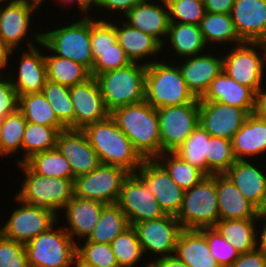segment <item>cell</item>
Masks as SVG:
<instances>
[{
	"mask_svg": "<svg viewBox=\"0 0 266 267\" xmlns=\"http://www.w3.org/2000/svg\"><path fill=\"white\" fill-rule=\"evenodd\" d=\"M83 131L101 164L118 166L129 173L138 171L144 159L110 114L102 120L87 125Z\"/></svg>",
	"mask_w": 266,
	"mask_h": 267,
	"instance_id": "6da1fadb",
	"label": "cell"
},
{
	"mask_svg": "<svg viewBox=\"0 0 266 267\" xmlns=\"http://www.w3.org/2000/svg\"><path fill=\"white\" fill-rule=\"evenodd\" d=\"M110 115L143 159L161 154L158 113L146 100L118 107Z\"/></svg>",
	"mask_w": 266,
	"mask_h": 267,
	"instance_id": "7a4b0ae2",
	"label": "cell"
},
{
	"mask_svg": "<svg viewBox=\"0 0 266 267\" xmlns=\"http://www.w3.org/2000/svg\"><path fill=\"white\" fill-rule=\"evenodd\" d=\"M162 58L147 65L145 100L155 109L193 102L196 97L187 88L178 65Z\"/></svg>",
	"mask_w": 266,
	"mask_h": 267,
	"instance_id": "3957f363",
	"label": "cell"
},
{
	"mask_svg": "<svg viewBox=\"0 0 266 267\" xmlns=\"http://www.w3.org/2000/svg\"><path fill=\"white\" fill-rule=\"evenodd\" d=\"M23 181L15 196L31 207L55 211L58 215L74 196V181L34 173L25 163L17 165Z\"/></svg>",
	"mask_w": 266,
	"mask_h": 267,
	"instance_id": "277c9868",
	"label": "cell"
},
{
	"mask_svg": "<svg viewBox=\"0 0 266 267\" xmlns=\"http://www.w3.org/2000/svg\"><path fill=\"white\" fill-rule=\"evenodd\" d=\"M147 65L132 62L126 67L108 71L95 78L106 109H114L145 100V73Z\"/></svg>",
	"mask_w": 266,
	"mask_h": 267,
	"instance_id": "5b68a950",
	"label": "cell"
},
{
	"mask_svg": "<svg viewBox=\"0 0 266 267\" xmlns=\"http://www.w3.org/2000/svg\"><path fill=\"white\" fill-rule=\"evenodd\" d=\"M70 20L65 25L42 32V43L56 56L68 58L85 66L90 72L93 55L90 41V15ZM77 19V20H76Z\"/></svg>",
	"mask_w": 266,
	"mask_h": 267,
	"instance_id": "8992f818",
	"label": "cell"
},
{
	"mask_svg": "<svg viewBox=\"0 0 266 267\" xmlns=\"http://www.w3.org/2000/svg\"><path fill=\"white\" fill-rule=\"evenodd\" d=\"M222 49V70L256 93L266 81V43L243 42L228 47L227 51Z\"/></svg>",
	"mask_w": 266,
	"mask_h": 267,
	"instance_id": "52a82bcc",
	"label": "cell"
},
{
	"mask_svg": "<svg viewBox=\"0 0 266 267\" xmlns=\"http://www.w3.org/2000/svg\"><path fill=\"white\" fill-rule=\"evenodd\" d=\"M61 219L25 244L29 267H75L77 244L62 227Z\"/></svg>",
	"mask_w": 266,
	"mask_h": 267,
	"instance_id": "ba28073f",
	"label": "cell"
},
{
	"mask_svg": "<svg viewBox=\"0 0 266 267\" xmlns=\"http://www.w3.org/2000/svg\"><path fill=\"white\" fill-rule=\"evenodd\" d=\"M182 229L214 227L220 220L216 190V174L205 176L185 190L181 208L175 216Z\"/></svg>",
	"mask_w": 266,
	"mask_h": 267,
	"instance_id": "9c48e42d",
	"label": "cell"
},
{
	"mask_svg": "<svg viewBox=\"0 0 266 267\" xmlns=\"http://www.w3.org/2000/svg\"><path fill=\"white\" fill-rule=\"evenodd\" d=\"M40 6L42 4L35 0H20L0 6V40L11 51H16L21 46L22 51L24 45L30 49L42 43V30L38 33L30 29L34 25L33 14L38 15Z\"/></svg>",
	"mask_w": 266,
	"mask_h": 267,
	"instance_id": "30bf717a",
	"label": "cell"
},
{
	"mask_svg": "<svg viewBox=\"0 0 266 267\" xmlns=\"http://www.w3.org/2000/svg\"><path fill=\"white\" fill-rule=\"evenodd\" d=\"M159 120L161 154L175 152L199 123V98L193 102L156 109Z\"/></svg>",
	"mask_w": 266,
	"mask_h": 267,
	"instance_id": "8fae6325",
	"label": "cell"
},
{
	"mask_svg": "<svg viewBox=\"0 0 266 267\" xmlns=\"http://www.w3.org/2000/svg\"><path fill=\"white\" fill-rule=\"evenodd\" d=\"M13 198V202L19 204L17 208L14 207L11 214H8L10 216L7 217V221L0 226V233L4 237L26 244L58 222L59 215L55 211L31 207L16 196Z\"/></svg>",
	"mask_w": 266,
	"mask_h": 267,
	"instance_id": "7c38bea8",
	"label": "cell"
},
{
	"mask_svg": "<svg viewBox=\"0 0 266 267\" xmlns=\"http://www.w3.org/2000/svg\"><path fill=\"white\" fill-rule=\"evenodd\" d=\"M128 175L129 172L121 167L100 164L94 171L75 178L74 195L105 205L116 204Z\"/></svg>",
	"mask_w": 266,
	"mask_h": 267,
	"instance_id": "4fadbf2b",
	"label": "cell"
},
{
	"mask_svg": "<svg viewBox=\"0 0 266 267\" xmlns=\"http://www.w3.org/2000/svg\"><path fill=\"white\" fill-rule=\"evenodd\" d=\"M133 227L136 230L145 259L149 255L151 257L148 262L175 254L177 239L182 227L174 215L166 214L157 219L138 222Z\"/></svg>",
	"mask_w": 266,
	"mask_h": 267,
	"instance_id": "5bb4252c",
	"label": "cell"
},
{
	"mask_svg": "<svg viewBox=\"0 0 266 267\" xmlns=\"http://www.w3.org/2000/svg\"><path fill=\"white\" fill-rule=\"evenodd\" d=\"M125 213L129 225L166 215L155 196L137 173H129L122 184L116 203Z\"/></svg>",
	"mask_w": 266,
	"mask_h": 267,
	"instance_id": "9a60e30c",
	"label": "cell"
},
{
	"mask_svg": "<svg viewBox=\"0 0 266 267\" xmlns=\"http://www.w3.org/2000/svg\"><path fill=\"white\" fill-rule=\"evenodd\" d=\"M136 173L146 183L164 213L176 216L185 190L176 184L167 170L156 159H144Z\"/></svg>",
	"mask_w": 266,
	"mask_h": 267,
	"instance_id": "2e32d148",
	"label": "cell"
},
{
	"mask_svg": "<svg viewBox=\"0 0 266 267\" xmlns=\"http://www.w3.org/2000/svg\"><path fill=\"white\" fill-rule=\"evenodd\" d=\"M249 114L242 108L216 101H199V123L210 136L232 140Z\"/></svg>",
	"mask_w": 266,
	"mask_h": 267,
	"instance_id": "e0dca14e",
	"label": "cell"
},
{
	"mask_svg": "<svg viewBox=\"0 0 266 267\" xmlns=\"http://www.w3.org/2000/svg\"><path fill=\"white\" fill-rule=\"evenodd\" d=\"M214 50L215 52L210 48L203 54L181 59V61H171L178 65L187 88L196 98L204 94L211 81L222 71V53L220 51L219 54L216 49Z\"/></svg>",
	"mask_w": 266,
	"mask_h": 267,
	"instance_id": "ac0fdd59",
	"label": "cell"
},
{
	"mask_svg": "<svg viewBox=\"0 0 266 267\" xmlns=\"http://www.w3.org/2000/svg\"><path fill=\"white\" fill-rule=\"evenodd\" d=\"M56 148L68 160L77 176L94 171L101 163L85 132L80 129H65L59 132Z\"/></svg>",
	"mask_w": 266,
	"mask_h": 267,
	"instance_id": "d6986e66",
	"label": "cell"
},
{
	"mask_svg": "<svg viewBox=\"0 0 266 267\" xmlns=\"http://www.w3.org/2000/svg\"><path fill=\"white\" fill-rule=\"evenodd\" d=\"M69 94L74 106V129L83 130L87 125L102 120L110 114L105 107L95 77L69 87Z\"/></svg>",
	"mask_w": 266,
	"mask_h": 267,
	"instance_id": "ffe728a7",
	"label": "cell"
},
{
	"mask_svg": "<svg viewBox=\"0 0 266 267\" xmlns=\"http://www.w3.org/2000/svg\"><path fill=\"white\" fill-rule=\"evenodd\" d=\"M19 58L15 74L7 73L17 95L42 92L47 80L45 45L41 43L39 47L25 48Z\"/></svg>",
	"mask_w": 266,
	"mask_h": 267,
	"instance_id": "44dd1931",
	"label": "cell"
},
{
	"mask_svg": "<svg viewBox=\"0 0 266 267\" xmlns=\"http://www.w3.org/2000/svg\"><path fill=\"white\" fill-rule=\"evenodd\" d=\"M106 205L102 202L73 196L63 208L64 224L62 227L71 236L74 242L87 239L94 231L101 212ZM66 221V222H65Z\"/></svg>",
	"mask_w": 266,
	"mask_h": 267,
	"instance_id": "7402d4cb",
	"label": "cell"
},
{
	"mask_svg": "<svg viewBox=\"0 0 266 267\" xmlns=\"http://www.w3.org/2000/svg\"><path fill=\"white\" fill-rule=\"evenodd\" d=\"M230 16L243 42L266 43V0H235Z\"/></svg>",
	"mask_w": 266,
	"mask_h": 267,
	"instance_id": "603a6c76",
	"label": "cell"
},
{
	"mask_svg": "<svg viewBox=\"0 0 266 267\" xmlns=\"http://www.w3.org/2000/svg\"><path fill=\"white\" fill-rule=\"evenodd\" d=\"M122 19L131 27L139 29L165 42L170 25L169 10L165 0H142Z\"/></svg>",
	"mask_w": 266,
	"mask_h": 267,
	"instance_id": "cb8c5ba5",
	"label": "cell"
},
{
	"mask_svg": "<svg viewBox=\"0 0 266 267\" xmlns=\"http://www.w3.org/2000/svg\"><path fill=\"white\" fill-rule=\"evenodd\" d=\"M255 161L236 160L224 174L242 195L261 211L266 203V169L263 162Z\"/></svg>",
	"mask_w": 266,
	"mask_h": 267,
	"instance_id": "d4e9b609",
	"label": "cell"
},
{
	"mask_svg": "<svg viewBox=\"0 0 266 267\" xmlns=\"http://www.w3.org/2000/svg\"><path fill=\"white\" fill-rule=\"evenodd\" d=\"M115 21L117 43L124 49V52L132 62L149 65L161 60L158 55H163L162 44L156 38L131 27L121 18Z\"/></svg>",
	"mask_w": 266,
	"mask_h": 267,
	"instance_id": "484cf974",
	"label": "cell"
},
{
	"mask_svg": "<svg viewBox=\"0 0 266 267\" xmlns=\"http://www.w3.org/2000/svg\"><path fill=\"white\" fill-rule=\"evenodd\" d=\"M256 93L249 87L241 85L223 70L211 81V84L199 98V101H216L237 106L248 114L254 113Z\"/></svg>",
	"mask_w": 266,
	"mask_h": 267,
	"instance_id": "4316f807",
	"label": "cell"
},
{
	"mask_svg": "<svg viewBox=\"0 0 266 267\" xmlns=\"http://www.w3.org/2000/svg\"><path fill=\"white\" fill-rule=\"evenodd\" d=\"M231 142L236 160H257L258 157L264 159L266 156V119L258 117L255 113L249 114Z\"/></svg>",
	"mask_w": 266,
	"mask_h": 267,
	"instance_id": "83f0119b",
	"label": "cell"
},
{
	"mask_svg": "<svg viewBox=\"0 0 266 267\" xmlns=\"http://www.w3.org/2000/svg\"><path fill=\"white\" fill-rule=\"evenodd\" d=\"M216 190L220 220L258 219L260 210L225 174H216Z\"/></svg>",
	"mask_w": 266,
	"mask_h": 267,
	"instance_id": "f1b7e54d",
	"label": "cell"
},
{
	"mask_svg": "<svg viewBox=\"0 0 266 267\" xmlns=\"http://www.w3.org/2000/svg\"><path fill=\"white\" fill-rule=\"evenodd\" d=\"M168 48H170L171 52H174L172 54L175 55L171 56H176L175 58L178 59L176 61L200 55L209 50V47L203 39L200 27L198 25L184 23H170L167 37L162 44V51L163 53L165 52L162 58H165L166 55L170 56L167 54L169 51Z\"/></svg>",
	"mask_w": 266,
	"mask_h": 267,
	"instance_id": "f546056e",
	"label": "cell"
},
{
	"mask_svg": "<svg viewBox=\"0 0 266 267\" xmlns=\"http://www.w3.org/2000/svg\"><path fill=\"white\" fill-rule=\"evenodd\" d=\"M175 255L188 267H220L210 254L206 236L199 229H182Z\"/></svg>",
	"mask_w": 266,
	"mask_h": 267,
	"instance_id": "4dcf8cb0",
	"label": "cell"
},
{
	"mask_svg": "<svg viewBox=\"0 0 266 267\" xmlns=\"http://www.w3.org/2000/svg\"><path fill=\"white\" fill-rule=\"evenodd\" d=\"M199 27L206 45L209 48L213 47V50L214 47L221 46L226 49L243 43L235 30L230 14L206 12Z\"/></svg>",
	"mask_w": 266,
	"mask_h": 267,
	"instance_id": "1f68e13d",
	"label": "cell"
},
{
	"mask_svg": "<svg viewBox=\"0 0 266 267\" xmlns=\"http://www.w3.org/2000/svg\"><path fill=\"white\" fill-rule=\"evenodd\" d=\"M257 221L258 219L219 220L214 228L240 254H244L256 248Z\"/></svg>",
	"mask_w": 266,
	"mask_h": 267,
	"instance_id": "d6a6232c",
	"label": "cell"
},
{
	"mask_svg": "<svg viewBox=\"0 0 266 267\" xmlns=\"http://www.w3.org/2000/svg\"><path fill=\"white\" fill-rule=\"evenodd\" d=\"M45 50V64L48 80L67 87H72L91 78V73L85 66L68 58L54 55L46 46Z\"/></svg>",
	"mask_w": 266,
	"mask_h": 267,
	"instance_id": "836d02e7",
	"label": "cell"
},
{
	"mask_svg": "<svg viewBox=\"0 0 266 267\" xmlns=\"http://www.w3.org/2000/svg\"><path fill=\"white\" fill-rule=\"evenodd\" d=\"M18 110L27 122L55 127L59 131L67 129L59 121L42 92L19 95Z\"/></svg>",
	"mask_w": 266,
	"mask_h": 267,
	"instance_id": "e575fe53",
	"label": "cell"
},
{
	"mask_svg": "<svg viewBox=\"0 0 266 267\" xmlns=\"http://www.w3.org/2000/svg\"><path fill=\"white\" fill-rule=\"evenodd\" d=\"M59 130L55 127L27 122L21 146V158L16 165L24 163L31 156L56 148Z\"/></svg>",
	"mask_w": 266,
	"mask_h": 267,
	"instance_id": "d590c367",
	"label": "cell"
},
{
	"mask_svg": "<svg viewBox=\"0 0 266 267\" xmlns=\"http://www.w3.org/2000/svg\"><path fill=\"white\" fill-rule=\"evenodd\" d=\"M125 213L117 204L106 205L92 234L90 242L111 244L113 239L129 227Z\"/></svg>",
	"mask_w": 266,
	"mask_h": 267,
	"instance_id": "8d00e7d4",
	"label": "cell"
},
{
	"mask_svg": "<svg viewBox=\"0 0 266 267\" xmlns=\"http://www.w3.org/2000/svg\"><path fill=\"white\" fill-rule=\"evenodd\" d=\"M111 247L119 267H145L150 263L145 261L148 259H144L136 230L131 225L113 239Z\"/></svg>",
	"mask_w": 266,
	"mask_h": 267,
	"instance_id": "74e56055",
	"label": "cell"
},
{
	"mask_svg": "<svg viewBox=\"0 0 266 267\" xmlns=\"http://www.w3.org/2000/svg\"><path fill=\"white\" fill-rule=\"evenodd\" d=\"M24 163L38 175L60 177L73 181L70 163L57 148L37 153Z\"/></svg>",
	"mask_w": 266,
	"mask_h": 267,
	"instance_id": "f35d334b",
	"label": "cell"
},
{
	"mask_svg": "<svg viewBox=\"0 0 266 267\" xmlns=\"http://www.w3.org/2000/svg\"><path fill=\"white\" fill-rule=\"evenodd\" d=\"M156 160L167 170L176 184L184 190L192 188L206 176L196 167L183 161L174 152H164Z\"/></svg>",
	"mask_w": 266,
	"mask_h": 267,
	"instance_id": "ab89813d",
	"label": "cell"
},
{
	"mask_svg": "<svg viewBox=\"0 0 266 267\" xmlns=\"http://www.w3.org/2000/svg\"><path fill=\"white\" fill-rule=\"evenodd\" d=\"M42 93L50 103L59 121L67 128L74 129V106L69 87L46 80Z\"/></svg>",
	"mask_w": 266,
	"mask_h": 267,
	"instance_id": "60d3db41",
	"label": "cell"
},
{
	"mask_svg": "<svg viewBox=\"0 0 266 267\" xmlns=\"http://www.w3.org/2000/svg\"><path fill=\"white\" fill-rule=\"evenodd\" d=\"M210 135L197 126L185 142L174 152L183 161L202 171L207 176L206 156Z\"/></svg>",
	"mask_w": 266,
	"mask_h": 267,
	"instance_id": "b9f144b4",
	"label": "cell"
},
{
	"mask_svg": "<svg viewBox=\"0 0 266 267\" xmlns=\"http://www.w3.org/2000/svg\"><path fill=\"white\" fill-rule=\"evenodd\" d=\"M26 124L24 115L18 109L1 120V156L4 159L21 152Z\"/></svg>",
	"mask_w": 266,
	"mask_h": 267,
	"instance_id": "7bdbcfd3",
	"label": "cell"
},
{
	"mask_svg": "<svg viewBox=\"0 0 266 267\" xmlns=\"http://www.w3.org/2000/svg\"><path fill=\"white\" fill-rule=\"evenodd\" d=\"M77 243L76 260L83 267H119L111 244L82 240Z\"/></svg>",
	"mask_w": 266,
	"mask_h": 267,
	"instance_id": "ee69618b",
	"label": "cell"
},
{
	"mask_svg": "<svg viewBox=\"0 0 266 267\" xmlns=\"http://www.w3.org/2000/svg\"><path fill=\"white\" fill-rule=\"evenodd\" d=\"M205 156L207 176L224 174L236 162L231 140L221 137L210 136Z\"/></svg>",
	"mask_w": 266,
	"mask_h": 267,
	"instance_id": "f6af8a7d",
	"label": "cell"
},
{
	"mask_svg": "<svg viewBox=\"0 0 266 267\" xmlns=\"http://www.w3.org/2000/svg\"><path fill=\"white\" fill-rule=\"evenodd\" d=\"M169 10L170 23L200 24L206 9L204 0H165Z\"/></svg>",
	"mask_w": 266,
	"mask_h": 267,
	"instance_id": "bcb514c9",
	"label": "cell"
},
{
	"mask_svg": "<svg viewBox=\"0 0 266 267\" xmlns=\"http://www.w3.org/2000/svg\"><path fill=\"white\" fill-rule=\"evenodd\" d=\"M93 55V66L91 77H96L99 74L123 68L132 63L124 49L115 43L110 49L106 50H91Z\"/></svg>",
	"mask_w": 266,
	"mask_h": 267,
	"instance_id": "7dc6e473",
	"label": "cell"
},
{
	"mask_svg": "<svg viewBox=\"0 0 266 267\" xmlns=\"http://www.w3.org/2000/svg\"><path fill=\"white\" fill-rule=\"evenodd\" d=\"M199 230L206 236L210 254L220 267H230L240 253L214 227Z\"/></svg>",
	"mask_w": 266,
	"mask_h": 267,
	"instance_id": "c3c4849f",
	"label": "cell"
},
{
	"mask_svg": "<svg viewBox=\"0 0 266 267\" xmlns=\"http://www.w3.org/2000/svg\"><path fill=\"white\" fill-rule=\"evenodd\" d=\"M90 41L91 50L110 49L117 43L115 20L95 19L90 15Z\"/></svg>",
	"mask_w": 266,
	"mask_h": 267,
	"instance_id": "681fc988",
	"label": "cell"
},
{
	"mask_svg": "<svg viewBox=\"0 0 266 267\" xmlns=\"http://www.w3.org/2000/svg\"><path fill=\"white\" fill-rule=\"evenodd\" d=\"M0 267H29L25 244L0 233Z\"/></svg>",
	"mask_w": 266,
	"mask_h": 267,
	"instance_id": "f907efd6",
	"label": "cell"
},
{
	"mask_svg": "<svg viewBox=\"0 0 266 267\" xmlns=\"http://www.w3.org/2000/svg\"><path fill=\"white\" fill-rule=\"evenodd\" d=\"M141 1L142 0H95L93 2L94 7H92L91 16L94 17V12H95V14L98 13V15H99V16H97V14L95 15L96 16L95 18L98 17L97 19H102V20H109L110 19L111 20L112 16L113 17H116V16L119 17L120 16L119 18H122V16L124 17L136 4H138ZM93 10H95V11L93 12ZM98 10L99 11L101 10V12L104 11V13L102 12L99 14ZM113 13H114V15H113ZM115 13H116V16H115ZM101 14H103L104 17L101 16ZM109 15H111V16H109ZM106 16H107V18H106Z\"/></svg>",
	"mask_w": 266,
	"mask_h": 267,
	"instance_id": "816d5d0a",
	"label": "cell"
},
{
	"mask_svg": "<svg viewBox=\"0 0 266 267\" xmlns=\"http://www.w3.org/2000/svg\"><path fill=\"white\" fill-rule=\"evenodd\" d=\"M18 109V95L7 73L0 74V121Z\"/></svg>",
	"mask_w": 266,
	"mask_h": 267,
	"instance_id": "f5cc1de1",
	"label": "cell"
},
{
	"mask_svg": "<svg viewBox=\"0 0 266 267\" xmlns=\"http://www.w3.org/2000/svg\"><path fill=\"white\" fill-rule=\"evenodd\" d=\"M230 267H266V255L255 248L240 254Z\"/></svg>",
	"mask_w": 266,
	"mask_h": 267,
	"instance_id": "db71d44e",
	"label": "cell"
},
{
	"mask_svg": "<svg viewBox=\"0 0 266 267\" xmlns=\"http://www.w3.org/2000/svg\"><path fill=\"white\" fill-rule=\"evenodd\" d=\"M235 0H204L206 12L230 14Z\"/></svg>",
	"mask_w": 266,
	"mask_h": 267,
	"instance_id": "11a10c76",
	"label": "cell"
},
{
	"mask_svg": "<svg viewBox=\"0 0 266 267\" xmlns=\"http://www.w3.org/2000/svg\"><path fill=\"white\" fill-rule=\"evenodd\" d=\"M53 1H55V3H57L58 5L64 4L62 5V7L68 5V8L70 6H72L73 8L74 6H77L76 8H78V11L81 12L79 13L81 14L80 16H89L91 15L90 12H92V7H93L92 0H53Z\"/></svg>",
	"mask_w": 266,
	"mask_h": 267,
	"instance_id": "9f6ffc18",
	"label": "cell"
},
{
	"mask_svg": "<svg viewBox=\"0 0 266 267\" xmlns=\"http://www.w3.org/2000/svg\"><path fill=\"white\" fill-rule=\"evenodd\" d=\"M21 51L20 48L17 51H11L1 40H0V74L9 73L8 67L14 60V54ZM13 56V57H12ZM13 58V59H11ZM11 59V60H10ZM11 61V62H10ZM7 68V69H6Z\"/></svg>",
	"mask_w": 266,
	"mask_h": 267,
	"instance_id": "6f0895ef",
	"label": "cell"
},
{
	"mask_svg": "<svg viewBox=\"0 0 266 267\" xmlns=\"http://www.w3.org/2000/svg\"><path fill=\"white\" fill-rule=\"evenodd\" d=\"M257 223L256 248L266 255V216L260 214Z\"/></svg>",
	"mask_w": 266,
	"mask_h": 267,
	"instance_id": "680465c9",
	"label": "cell"
},
{
	"mask_svg": "<svg viewBox=\"0 0 266 267\" xmlns=\"http://www.w3.org/2000/svg\"><path fill=\"white\" fill-rule=\"evenodd\" d=\"M254 113L258 117L266 119V81L256 92Z\"/></svg>",
	"mask_w": 266,
	"mask_h": 267,
	"instance_id": "91938a15",
	"label": "cell"
},
{
	"mask_svg": "<svg viewBox=\"0 0 266 267\" xmlns=\"http://www.w3.org/2000/svg\"><path fill=\"white\" fill-rule=\"evenodd\" d=\"M154 267H188L183 261H181L175 254L159 257L150 262Z\"/></svg>",
	"mask_w": 266,
	"mask_h": 267,
	"instance_id": "94428289",
	"label": "cell"
},
{
	"mask_svg": "<svg viewBox=\"0 0 266 267\" xmlns=\"http://www.w3.org/2000/svg\"><path fill=\"white\" fill-rule=\"evenodd\" d=\"M20 0H0V6L1 5H8V4H12V3H15V2H18Z\"/></svg>",
	"mask_w": 266,
	"mask_h": 267,
	"instance_id": "6125c7cd",
	"label": "cell"
},
{
	"mask_svg": "<svg viewBox=\"0 0 266 267\" xmlns=\"http://www.w3.org/2000/svg\"><path fill=\"white\" fill-rule=\"evenodd\" d=\"M260 214L266 216V203H265L264 207L262 208V210L260 211Z\"/></svg>",
	"mask_w": 266,
	"mask_h": 267,
	"instance_id": "be15d7a7",
	"label": "cell"
},
{
	"mask_svg": "<svg viewBox=\"0 0 266 267\" xmlns=\"http://www.w3.org/2000/svg\"><path fill=\"white\" fill-rule=\"evenodd\" d=\"M0 157H1V121H0Z\"/></svg>",
	"mask_w": 266,
	"mask_h": 267,
	"instance_id": "e7e4bbea",
	"label": "cell"
},
{
	"mask_svg": "<svg viewBox=\"0 0 266 267\" xmlns=\"http://www.w3.org/2000/svg\"><path fill=\"white\" fill-rule=\"evenodd\" d=\"M35 1H37V2H39L40 4H45V2H46V0H35Z\"/></svg>",
	"mask_w": 266,
	"mask_h": 267,
	"instance_id": "03108f58",
	"label": "cell"
},
{
	"mask_svg": "<svg viewBox=\"0 0 266 267\" xmlns=\"http://www.w3.org/2000/svg\"><path fill=\"white\" fill-rule=\"evenodd\" d=\"M75 267H83V266H81V265L76 261V265H75Z\"/></svg>",
	"mask_w": 266,
	"mask_h": 267,
	"instance_id": "003e7915",
	"label": "cell"
},
{
	"mask_svg": "<svg viewBox=\"0 0 266 267\" xmlns=\"http://www.w3.org/2000/svg\"><path fill=\"white\" fill-rule=\"evenodd\" d=\"M264 158H265V160L262 159L263 162L266 161V156ZM263 164H264V167L266 169V165H265L266 163L264 162Z\"/></svg>",
	"mask_w": 266,
	"mask_h": 267,
	"instance_id": "a7ac6f4b",
	"label": "cell"
},
{
	"mask_svg": "<svg viewBox=\"0 0 266 267\" xmlns=\"http://www.w3.org/2000/svg\"><path fill=\"white\" fill-rule=\"evenodd\" d=\"M145 267H154L151 263H149L147 266Z\"/></svg>",
	"mask_w": 266,
	"mask_h": 267,
	"instance_id": "89a4df30",
	"label": "cell"
}]
</instances>
